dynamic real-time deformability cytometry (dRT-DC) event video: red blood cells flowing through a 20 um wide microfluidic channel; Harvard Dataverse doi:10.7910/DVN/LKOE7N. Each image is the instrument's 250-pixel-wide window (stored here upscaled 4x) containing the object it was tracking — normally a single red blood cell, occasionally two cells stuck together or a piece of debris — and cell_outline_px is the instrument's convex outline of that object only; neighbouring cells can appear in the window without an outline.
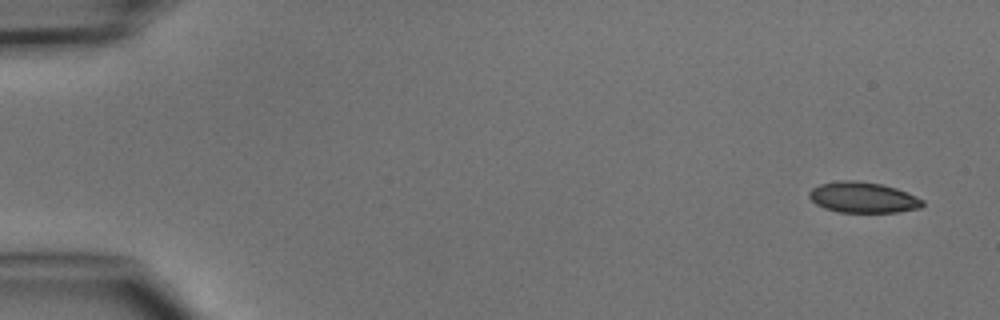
{"species": "common noctule bat (a hibernating species)", "species_latin": "Nyctalus noctula", "temperature_condition": "cold", "stored_images_in_passage": 6, "camera_frame_rate_fps": 3000, "um_per_image_px": 0.085, "animal": {"sex": "male", "body_mass_g": 15.6}, "frame": {"image": 1, "passage_image": 1, "time_ms": 0.0, "image_size_px": [1000, 320], "cell_outline_px": [[924, 204], [920, 208], [900, 212], [840, 212], [824, 208], [816, 204], [808, 196], [808, 192], [812, 188], [820, 184], [840, 180], [856, 180], [880, 184], [896, 188], [916, 196], [924, 200]], "centroid_in_image_um": [73.35, 16.78], "position_along_channel_um": 11.6, "area_um2": 20.35}}
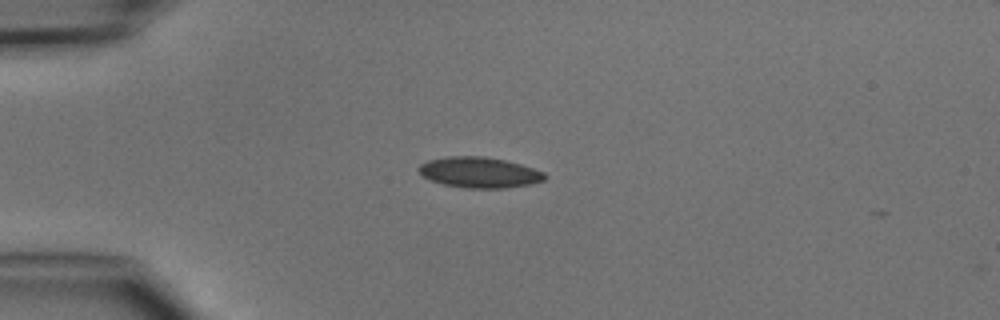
{"frame": {"image": 2, "passage_image": 4, "time_ms": 3.333, "image_size_px": [1000, 320], "cell_outline_px": [[548, 176], [544, 180], [532, 184], [504, 188], [468, 188], [444, 184], [420, 176], [416, 168], [420, 164], [428, 160], [444, 156], [484, 156], [504, 160], [520, 164], [544, 172]], "centroid_in_image_um": [40.71, 14.65], "position_along_channel_um": 44.3, "area_um2": 22.66}}